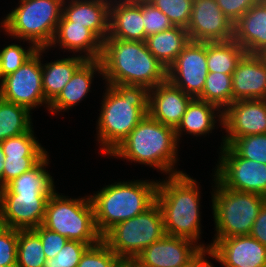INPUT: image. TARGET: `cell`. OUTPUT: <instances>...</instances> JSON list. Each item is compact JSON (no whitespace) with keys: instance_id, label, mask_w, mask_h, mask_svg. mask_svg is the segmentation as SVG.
<instances>
[{"instance_id":"cell-20","label":"cell","mask_w":266,"mask_h":267,"mask_svg":"<svg viewBox=\"0 0 266 267\" xmlns=\"http://www.w3.org/2000/svg\"><path fill=\"white\" fill-rule=\"evenodd\" d=\"M67 0L59 22H74L91 30L102 42L109 36L111 0ZM68 3V5L66 4Z\"/></svg>"},{"instance_id":"cell-11","label":"cell","mask_w":266,"mask_h":267,"mask_svg":"<svg viewBox=\"0 0 266 267\" xmlns=\"http://www.w3.org/2000/svg\"><path fill=\"white\" fill-rule=\"evenodd\" d=\"M44 51L46 48L38 49L19 69L2 78L0 82L2 99L24 106L30 111L43 104L48 110L49 103L45 100L42 88L41 55Z\"/></svg>"},{"instance_id":"cell-28","label":"cell","mask_w":266,"mask_h":267,"mask_svg":"<svg viewBox=\"0 0 266 267\" xmlns=\"http://www.w3.org/2000/svg\"><path fill=\"white\" fill-rule=\"evenodd\" d=\"M48 158L47 154L34 168L22 173L1 188L0 193L55 192L53 178L45 169L50 162Z\"/></svg>"},{"instance_id":"cell-29","label":"cell","mask_w":266,"mask_h":267,"mask_svg":"<svg viewBox=\"0 0 266 267\" xmlns=\"http://www.w3.org/2000/svg\"><path fill=\"white\" fill-rule=\"evenodd\" d=\"M246 51L234 40L207 42L208 72L232 74Z\"/></svg>"},{"instance_id":"cell-38","label":"cell","mask_w":266,"mask_h":267,"mask_svg":"<svg viewBox=\"0 0 266 267\" xmlns=\"http://www.w3.org/2000/svg\"><path fill=\"white\" fill-rule=\"evenodd\" d=\"M89 246L80 241L68 240L55 257L46 259L43 267H77Z\"/></svg>"},{"instance_id":"cell-1","label":"cell","mask_w":266,"mask_h":267,"mask_svg":"<svg viewBox=\"0 0 266 267\" xmlns=\"http://www.w3.org/2000/svg\"><path fill=\"white\" fill-rule=\"evenodd\" d=\"M107 85L144 86L148 90L167 80V69L148 50L145 42L106 38L100 57Z\"/></svg>"},{"instance_id":"cell-41","label":"cell","mask_w":266,"mask_h":267,"mask_svg":"<svg viewBox=\"0 0 266 267\" xmlns=\"http://www.w3.org/2000/svg\"><path fill=\"white\" fill-rule=\"evenodd\" d=\"M18 230L0 225V267L17 265Z\"/></svg>"},{"instance_id":"cell-15","label":"cell","mask_w":266,"mask_h":267,"mask_svg":"<svg viewBox=\"0 0 266 267\" xmlns=\"http://www.w3.org/2000/svg\"><path fill=\"white\" fill-rule=\"evenodd\" d=\"M186 30L190 41L226 42L234 38V23L221 11L216 0H193Z\"/></svg>"},{"instance_id":"cell-19","label":"cell","mask_w":266,"mask_h":267,"mask_svg":"<svg viewBox=\"0 0 266 267\" xmlns=\"http://www.w3.org/2000/svg\"><path fill=\"white\" fill-rule=\"evenodd\" d=\"M192 99L191 95L166 80L149 90L148 114L158 122L176 129Z\"/></svg>"},{"instance_id":"cell-4","label":"cell","mask_w":266,"mask_h":267,"mask_svg":"<svg viewBox=\"0 0 266 267\" xmlns=\"http://www.w3.org/2000/svg\"><path fill=\"white\" fill-rule=\"evenodd\" d=\"M178 141L175 129L153 119L149 114L110 154L139 164L149 165L165 174L183 173L174 168L177 163Z\"/></svg>"},{"instance_id":"cell-33","label":"cell","mask_w":266,"mask_h":267,"mask_svg":"<svg viewBox=\"0 0 266 267\" xmlns=\"http://www.w3.org/2000/svg\"><path fill=\"white\" fill-rule=\"evenodd\" d=\"M36 139L31 129L18 136L9 137L0 144L5 156H46L49 154Z\"/></svg>"},{"instance_id":"cell-12","label":"cell","mask_w":266,"mask_h":267,"mask_svg":"<svg viewBox=\"0 0 266 267\" xmlns=\"http://www.w3.org/2000/svg\"><path fill=\"white\" fill-rule=\"evenodd\" d=\"M209 246L165 235L145 248L132 262L136 267H189Z\"/></svg>"},{"instance_id":"cell-5","label":"cell","mask_w":266,"mask_h":267,"mask_svg":"<svg viewBox=\"0 0 266 267\" xmlns=\"http://www.w3.org/2000/svg\"><path fill=\"white\" fill-rule=\"evenodd\" d=\"M158 180H134L106 185L89 195L98 233L103 236L115 224L143 213L156 202Z\"/></svg>"},{"instance_id":"cell-18","label":"cell","mask_w":266,"mask_h":267,"mask_svg":"<svg viewBox=\"0 0 266 267\" xmlns=\"http://www.w3.org/2000/svg\"><path fill=\"white\" fill-rule=\"evenodd\" d=\"M233 102L266 99V59L245 54L232 73Z\"/></svg>"},{"instance_id":"cell-27","label":"cell","mask_w":266,"mask_h":267,"mask_svg":"<svg viewBox=\"0 0 266 267\" xmlns=\"http://www.w3.org/2000/svg\"><path fill=\"white\" fill-rule=\"evenodd\" d=\"M86 61L82 55L57 59L42 64V88L45 100L50 104L70 81L75 71Z\"/></svg>"},{"instance_id":"cell-43","label":"cell","mask_w":266,"mask_h":267,"mask_svg":"<svg viewBox=\"0 0 266 267\" xmlns=\"http://www.w3.org/2000/svg\"><path fill=\"white\" fill-rule=\"evenodd\" d=\"M221 11L233 23L239 20L259 0H216Z\"/></svg>"},{"instance_id":"cell-23","label":"cell","mask_w":266,"mask_h":267,"mask_svg":"<svg viewBox=\"0 0 266 267\" xmlns=\"http://www.w3.org/2000/svg\"><path fill=\"white\" fill-rule=\"evenodd\" d=\"M60 44L73 53H85L82 56L86 60L100 59L103 42L84 25L74 24V22H59L54 38L49 47Z\"/></svg>"},{"instance_id":"cell-7","label":"cell","mask_w":266,"mask_h":267,"mask_svg":"<svg viewBox=\"0 0 266 267\" xmlns=\"http://www.w3.org/2000/svg\"><path fill=\"white\" fill-rule=\"evenodd\" d=\"M212 210L216 233L214 238L249 235L266 198L222 186L215 178ZM215 188V189H214Z\"/></svg>"},{"instance_id":"cell-31","label":"cell","mask_w":266,"mask_h":267,"mask_svg":"<svg viewBox=\"0 0 266 267\" xmlns=\"http://www.w3.org/2000/svg\"><path fill=\"white\" fill-rule=\"evenodd\" d=\"M224 112L233 103L232 74L208 72L202 93L197 97Z\"/></svg>"},{"instance_id":"cell-24","label":"cell","mask_w":266,"mask_h":267,"mask_svg":"<svg viewBox=\"0 0 266 267\" xmlns=\"http://www.w3.org/2000/svg\"><path fill=\"white\" fill-rule=\"evenodd\" d=\"M102 75L100 59L86 60L73 74L70 81L61 90L59 95L49 104L48 111L55 114L71 109L81 102L90 92L92 79L95 73ZM64 110V111H62Z\"/></svg>"},{"instance_id":"cell-47","label":"cell","mask_w":266,"mask_h":267,"mask_svg":"<svg viewBox=\"0 0 266 267\" xmlns=\"http://www.w3.org/2000/svg\"><path fill=\"white\" fill-rule=\"evenodd\" d=\"M121 267H132V262L124 263Z\"/></svg>"},{"instance_id":"cell-9","label":"cell","mask_w":266,"mask_h":267,"mask_svg":"<svg viewBox=\"0 0 266 267\" xmlns=\"http://www.w3.org/2000/svg\"><path fill=\"white\" fill-rule=\"evenodd\" d=\"M165 235L163 214L155 202L143 213L115 224L102 240L124 263H129Z\"/></svg>"},{"instance_id":"cell-32","label":"cell","mask_w":266,"mask_h":267,"mask_svg":"<svg viewBox=\"0 0 266 267\" xmlns=\"http://www.w3.org/2000/svg\"><path fill=\"white\" fill-rule=\"evenodd\" d=\"M46 255L40 236L33 230H18L16 267H43Z\"/></svg>"},{"instance_id":"cell-14","label":"cell","mask_w":266,"mask_h":267,"mask_svg":"<svg viewBox=\"0 0 266 267\" xmlns=\"http://www.w3.org/2000/svg\"><path fill=\"white\" fill-rule=\"evenodd\" d=\"M207 75V42L190 41L167 69V80L193 98L202 93Z\"/></svg>"},{"instance_id":"cell-25","label":"cell","mask_w":266,"mask_h":267,"mask_svg":"<svg viewBox=\"0 0 266 267\" xmlns=\"http://www.w3.org/2000/svg\"><path fill=\"white\" fill-rule=\"evenodd\" d=\"M216 118L221 123L220 125L223 126L222 110L211 103L193 98L188 104L180 124L175 129L177 141L181 140L182 131L196 137L212 133L216 126L215 123L218 121Z\"/></svg>"},{"instance_id":"cell-6","label":"cell","mask_w":266,"mask_h":267,"mask_svg":"<svg viewBox=\"0 0 266 267\" xmlns=\"http://www.w3.org/2000/svg\"><path fill=\"white\" fill-rule=\"evenodd\" d=\"M64 0H20L19 6L1 21L11 38L33 43L38 49L48 48L62 16Z\"/></svg>"},{"instance_id":"cell-40","label":"cell","mask_w":266,"mask_h":267,"mask_svg":"<svg viewBox=\"0 0 266 267\" xmlns=\"http://www.w3.org/2000/svg\"><path fill=\"white\" fill-rule=\"evenodd\" d=\"M45 156H5L2 188L22 173L34 168Z\"/></svg>"},{"instance_id":"cell-8","label":"cell","mask_w":266,"mask_h":267,"mask_svg":"<svg viewBox=\"0 0 266 267\" xmlns=\"http://www.w3.org/2000/svg\"><path fill=\"white\" fill-rule=\"evenodd\" d=\"M42 225L69 240L90 246L102 239L95 225L94 208L89 196L71 199L55 191L47 201Z\"/></svg>"},{"instance_id":"cell-2","label":"cell","mask_w":266,"mask_h":267,"mask_svg":"<svg viewBox=\"0 0 266 267\" xmlns=\"http://www.w3.org/2000/svg\"><path fill=\"white\" fill-rule=\"evenodd\" d=\"M97 124L102 154L110 155L148 115L149 90L144 86L106 85Z\"/></svg>"},{"instance_id":"cell-46","label":"cell","mask_w":266,"mask_h":267,"mask_svg":"<svg viewBox=\"0 0 266 267\" xmlns=\"http://www.w3.org/2000/svg\"><path fill=\"white\" fill-rule=\"evenodd\" d=\"M4 161H5V155L2 151L1 144H0V189L2 188V175L4 170Z\"/></svg>"},{"instance_id":"cell-26","label":"cell","mask_w":266,"mask_h":267,"mask_svg":"<svg viewBox=\"0 0 266 267\" xmlns=\"http://www.w3.org/2000/svg\"><path fill=\"white\" fill-rule=\"evenodd\" d=\"M189 42L187 30L179 26L148 36L145 40L148 50L166 69L174 63Z\"/></svg>"},{"instance_id":"cell-45","label":"cell","mask_w":266,"mask_h":267,"mask_svg":"<svg viewBox=\"0 0 266 267\" xmlns=\"http://www.w3.org/2000/svg\"><path fill=\"white\" fill-rule=\"evenodd\" d=\"M209 255L208 252H204L191 266L189 267H214L205 257Z\"/></svg>"},{"instance_id":"cell-36","label":"cell","mask_w":266,"mask_h":267,"mask_svg":"<svg viewBox=\"0 0 266 267\" xmlns=\"http://www.w3.org/2000/svg\"><path fill=\"white\" fill-rule=\"evenodd\" d=\"M24 49L21 45L10 44L0 50V73L1 77H5L19 69L28 59H30L38 50L33 44Z\"/></svg>"},{"instance_id":"cell-13","label":"cell","mask_w":266,"mask_h":267,"mask_svg":"<svg viewBox=\"0 0 266 267\" xmlns=\"http://www.w3.org/2000/svg\"><path fill=\"white\" fill-rule=\"evenodd\" d=\"M54 192L0 193V225L16 230L35 229L45 217Z\"/></svg>"},{"instance_id":"cell-30","label":"cell","mask_w":266,"mask_h":267,"mask_svg":"<svg viewBox=\"0 0 266 267\" xmlns=\"http://www.w3.org/2000/svg\"><path fill=\"white\" fill-rule=\"evenodd\" d=\"M31 111L0 97V142L33 129Z\"/></svg>"},{"instance_id":"cell-35","label":"cell","mask_w":266,"mask_h":267,"mask_svg":"<svg viewBox=\"0 0 266 267\" xmlns=\"http://www.w3.org/2000/svg\"><path fill=\"white\" fill-rule=\"evenodd\" d=\"M123 264L124 262L101 239L86 249L77 267H121Z\"/></svg>"},{"instance_id":"cell-22","label":"cell","mask_w":266,"mask_h":267,"mask_svg":"<svg viewBox=\"0 0 266 267\" xmlns=\"http://www.w3.org/2000/svg\"><path fill=\"white\" fill-rule=\"evenodd\" d=\"M247 54L266 51V0H259L234 23L233 38Z\"/></svg>"},{"instance_id":"cell-3","label":"cell","mask_w":266,"mask_h":267,"mask_svg":"<svg viewBox=\"0 0 266 267\" xmlns=\"http://www.w3.org/2000/svg\"><path fill=\"white\" fill-rule=\"evenodd\" d=\"M167 178L158 181L156 193V202L163 214L165 233L198 244L201 234L200 187L186 172Z\"/></svg>"},{"instance_id":"cell-21","label":"cell","mask_w":266,"mask_h":267,"mask_svg":"<svg viewBox=\"0 0 266 267\" xmlns=\"http://www.w3.org/2000/svg\"><path fill=\"white\" fill-rule=\"evenodd\" d=\"M107 38L145 42L141 1L111 0L110 31Z\"/></svg>"},{"instance_id":"cell-42","label":"cell","mask_w":266,"mask_h":267,"mask_svg":"<svg viewBox=\"0 0 266 267\" xmlns=\"http://www.w3.org/2000/svg\"><path fill=\"white\" fill-rule=\"evenodd\" d=\"M33 230L40 236L46 259L55 257L69 240L65 236L45 228L42 224Z\"/></svg>"},{"instance_id":"cell-16","label":"cell","mask_w":266,"mask_h":267,"mask_svg":"<svg viewBox=\"0 0 266 267\" xmlns=\"http://www.w3.org/2000/svg\"><path fill=\"white\" fill-rule=\"evenodd\" d=\"M222 128L227 135L221 146L239 137L266 134V99L234 101L223 112Z\"/></svg>"},{"instance_id":"cell-44","label":"cell","mask_w":266,"mask_h":267,"mask_svg":"<svg viewBox=\"0 0 266 267\" xmlns=\"http://www.w3.org/2000/svg\"><path fill=\"white\" fill-rule=\"evenodd\" d=\"M249 235L266 247V202L261 207Z\"/></svg>"},{"instance_id":"cell-39","label":"cell","mask_w":266,"mask_h":267,"mask_svg":"<svg viewBox=\"0 0 266 267\" xmlns=\"http://www.w3.org/2000/svg\"><path fill=\"white\" fill-rule=\"evenodd\" d=\"M141 10L146 37L173 27L169 18L148 0L141 1Z\"/></svg>"},{"instance_id":"cell-10","label":"cell","mask_w":266,"mask_h":267,"mask_svg":"<svg viewBox=\"0 0 266 267\" xmlns=\"http://www.w3.org/2000/svg\"><path fill=\"white\" fill-rule=\"evenodd\" d=\"M219 148L221 154L214 178L226 188L266 198V164L242 158L228 145Z\"/></svg>"},{"instance_id":"cell-37","label":"cell","mask_w":266,"mask_h":267,"mask_svg":"<svg viewBox=\"0 0 266 267\" xmlns=\"http://www.w3.org/2000/svg\"><path fill=\"white\" fill-rule=\"evenodd\" d=\"M148 1L164 13L173 26L187 28L192 14L193 0Z\"/></svg>"},{"instance_id":"cell-17","label":"cell","mask_w":266,"mask_h":267,"mask_svg":"<svg viewBox=\"0 0 266 267\" xmlns=\"http://www.w3.org/2000/svg\"><path fill=\"white\" fill-rule=\"evenodd\" d=\"M213 239L209 256L224 267H266V247L250 235Z\"/></svg>"},{"instance_id":"cell-34","label":"cell","mask_w":266,"mask_h":267,"mask_svg":"<svg viewBox=\"0 0 266 267\" xmlns=\"http://www.w3.org/2000/svg\"><path fill=\"white\" fill-rule=\"evenodd\" d=\"M228 146L242 158L266 164V134L239 137Z\"/></svg>"}]
</instances>
